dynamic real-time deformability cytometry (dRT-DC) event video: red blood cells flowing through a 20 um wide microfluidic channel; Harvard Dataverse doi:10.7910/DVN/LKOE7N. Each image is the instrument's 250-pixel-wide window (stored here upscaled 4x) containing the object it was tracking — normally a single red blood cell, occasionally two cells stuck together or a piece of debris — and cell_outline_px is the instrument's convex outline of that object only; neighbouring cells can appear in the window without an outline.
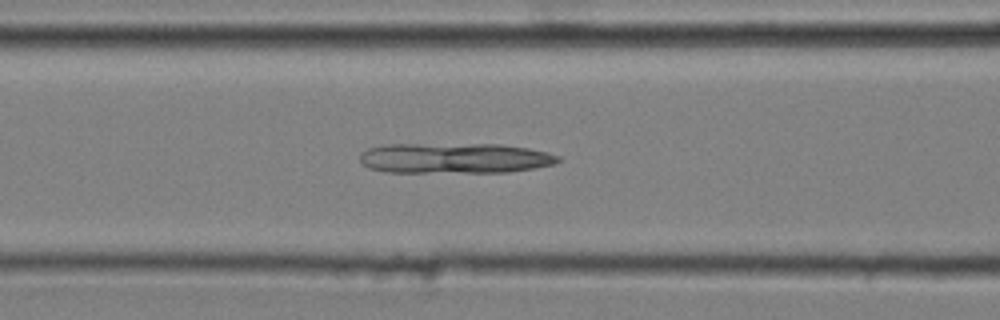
{"species": "common noctule bat (a hibernating species)", "species_latin": "Nyctalus noctula", "temperature_condition": "cold", "stored_images_in_passage": 51, "camera_frame_rate_fps": 3000, "um_per_image_px": 0.085, "animal": {"sex": "male", "body_mass_g": 20.4}, "frame": {"image": 1, "passage_image": 21, "time_ms": 6.667, "image_size_px": [1000, 320], "cell_outline_px": [[560, 160], [556, 164], [536, 168], [508, 172], [384, 172], [368, 168], [360, 160], [360, 152], [368, 148], [384, 144], [500, 144], [528, 148], [548, 152], [560, 156]], "centroid_in_image_um": [38.65, 13.44], "position_along_channel_um": 127.9, "area_um2": 35.49}}
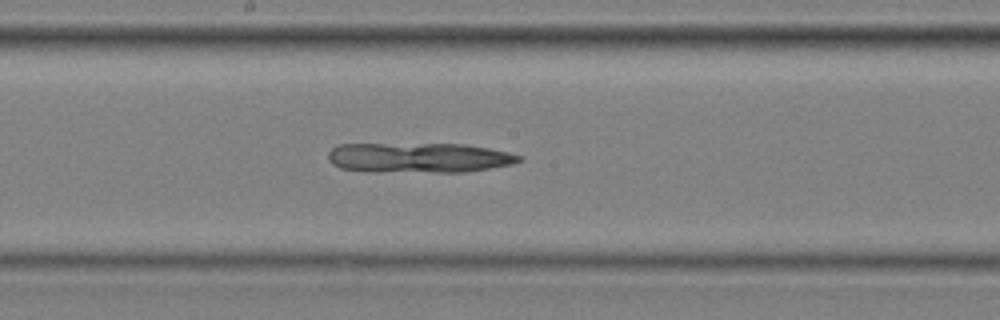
{"frame": {"image": 2, "passage_image": 28, "time_ms": 9.0, "image_size_px": [1000, 320], "cell_outline_px": [[524, 156], [520, 160], [512, 164], [464, 172], [368, 172], [340, 168], [332, 164], [328, 160], [328, 152], [332, 148], [340, 144], [464, 144], [488, 148], [508, 152]], "centroid_in_image_um": [35.56, 13.41], "position_along_channel_um": 212.6, "area_um2": 33.58}}
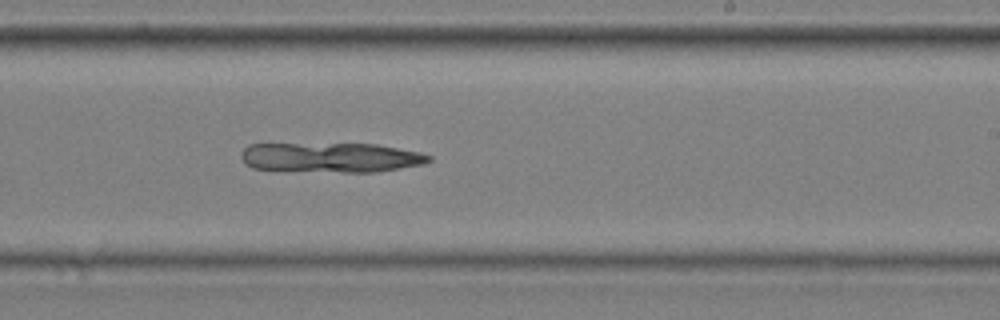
{"frame": {"image": 3, "passage_image": 32, "time_ms": 10.333, "image_size_px": [1000, 320], "cell_outline_px": [[432, 160], [424, 164], [376, 172], [344, 172], [252, 168], [244, 164], [240, 156], [240, 152], [248, 144], [376, 144], [420, 152], [432, 156]], "centroid_in_image_um": [28.13, 13.38], "position_along_channel_um": 260.9, "area_um2": 32.48}}